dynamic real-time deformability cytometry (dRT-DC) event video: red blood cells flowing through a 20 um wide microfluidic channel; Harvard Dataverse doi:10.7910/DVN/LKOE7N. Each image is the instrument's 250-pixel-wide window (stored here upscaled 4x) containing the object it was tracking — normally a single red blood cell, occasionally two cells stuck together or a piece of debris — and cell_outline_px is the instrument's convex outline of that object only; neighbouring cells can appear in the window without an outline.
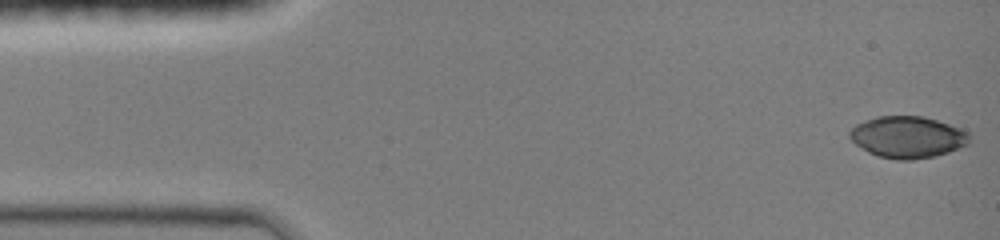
{"species": "common noctule bat (a hibernating species)", "species_latin": "Nyctalus noctula", "temperature_condition": "room temperature", "stored_images_in_passage": 13, "camera_frame_rate_fps": 3000, "um_per_image_px": 0.085, "animal": {"sex": "female", "body_mass_g": 19.0, "forearm_length_mm": 51.5}, "frame": {"image": 1, "passage_image": 1, "time_ms": 0.0, "image_size_px": [1000, 240], "cell_outline_px": [[972, 136], [968, 144], [948, 152], [932, 156], [908, 160], [900, 160], [880, 156], [868, 152], [856, 144], [848, 136], [848, 132], [856, 124], [864, 120], [876, 116], [924, 116], [960, 128], [968, 132]], "centroid_in_image_um": [77.14, 11.63], "position_along_channel_um": 7.9, "area_um2": 28.96}}
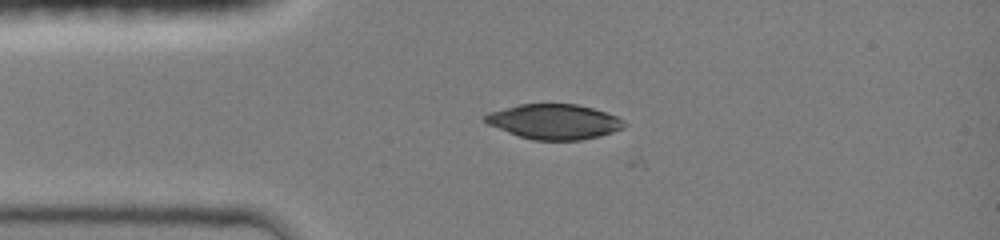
{"frame": {"image": 2, "passage_image": 10, "time_ms": 3.0, "image_size_px": [1000, 240], "cell_outline_px": [[628, 124], [624, 128], [600, 136], [580, 140], [536, 140], [520, 136], [508, 132], [488, 124], [484, 120], [484, 116], [488, 112], [520, 104], [576, 104], [592, 108], [616, 116], [624, 120]], "centroid_in_image_um": [47.13, 10.34], "position_along_channel_um": 37.9, "area_um2": 28.21}}